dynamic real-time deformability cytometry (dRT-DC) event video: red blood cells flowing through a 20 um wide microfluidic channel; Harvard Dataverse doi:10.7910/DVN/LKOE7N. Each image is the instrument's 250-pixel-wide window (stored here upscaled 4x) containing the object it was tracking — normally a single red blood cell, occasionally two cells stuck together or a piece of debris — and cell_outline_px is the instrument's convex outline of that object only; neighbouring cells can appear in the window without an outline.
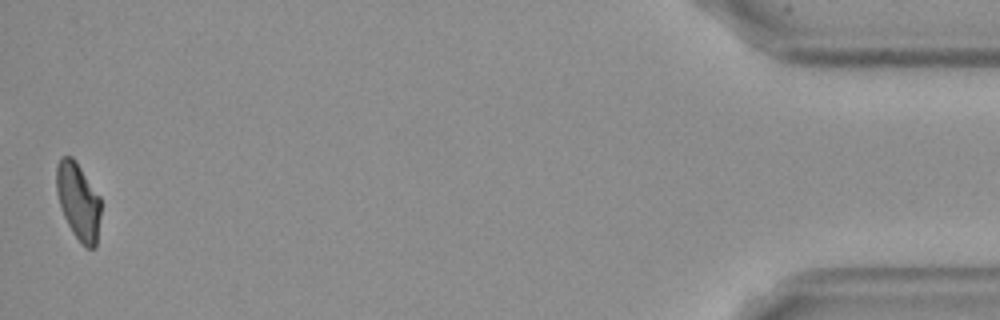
{"species": "Egyptian fruit bat (a non-hibernating species)", "species_latin": "Rousettus aegyptiacus", "temperature_condition": "cold", "stored_images_in_passage": 57, "camera_frame_rate_fps": 3000, "um_per_image_px": 0.085, "frame": {"image": 1, "passage_image": 57, "time_ms": 18.667, "image_size_px": [1000, 320], "cell_outline_px": [[100, 216], [96, 248], [84, 248], [72, 232], [64, 216], [56, 192], [56, 164], [64, 156], [72, 156], [76, 160], [100, 196]], "centroid_in_image_um": [6.66, 17.11], "position_along_channel_um": 428.5, "area_um2": 20.06}, "authors_computed_cell_mechanics": {"area_um2": 20.6346, "velocity_mm_per_s": 3.5939, "shape_relaxation_time_tau1_ms": 7.1689, "shape_relaxation_time_tau2_ms": 3.8516, "deformation_change_tau1": 0.1695, "deformation_change_tau2": 0.0796}}